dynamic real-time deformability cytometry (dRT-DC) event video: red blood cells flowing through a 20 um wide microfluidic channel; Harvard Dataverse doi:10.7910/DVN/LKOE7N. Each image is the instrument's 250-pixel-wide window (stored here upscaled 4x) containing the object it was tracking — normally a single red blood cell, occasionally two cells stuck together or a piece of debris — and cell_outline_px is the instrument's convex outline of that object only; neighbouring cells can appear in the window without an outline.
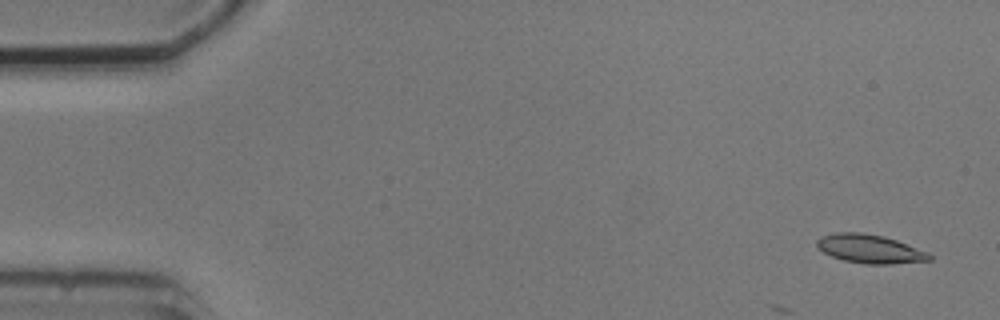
{"species": "common noctule bat (a hibernating species)", "species_latin": "Nyctalus noctula", "temperature_condition": "cold", "stored_images_in_passage": 8, "camera_frame_rate_fps": 3000, "um_per_image_px": 0.085, "animal": {"sex": "male", "body_mass_g": 20.5, "forearm_length_mm": 52.5}, "frame": {"image": 1, "passage_image": 1, "time_ms": 0.0, "image_size_px": [1000, 320], "cell_outline_px": [[932, 260], [892, 264], [864, 264], [844, 260], [832, 256], [824, 252], [816, 244], [816, 240], [820, 236], [836, 232], [860, 232], [884, 236], [896, 240], [928, 252], [932, 256]], "centroid_in_image_um": [73.94, 21.15], "position_along_channel_um": 11.1, "area_um2": 18.79}}
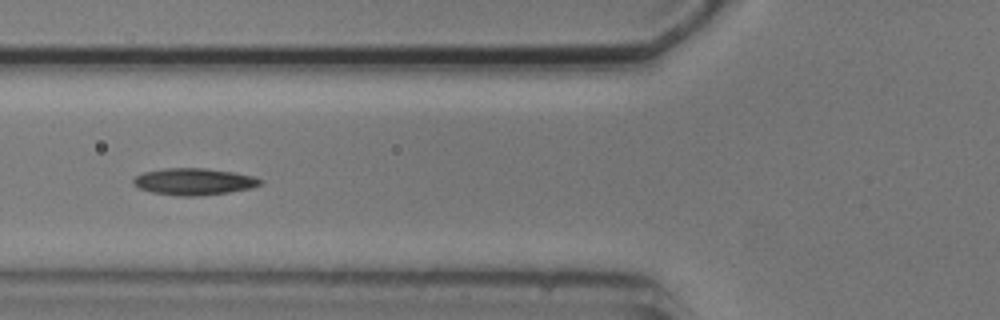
{"frame": {"image": 2, "passage_image": 6, "time_ms": 6.0, "image_size_px": [1000, 320], "cell_outline_px": [[264, 184], [252, 188], [228, 192], [200, 196], [176, 196], [152, 192], [140, 188], [132, 184], [132, 180], [136, 176], [144, 172], [164, 168], [204, 168], [236, 172], [252, 176], [264, 180]], "centroid_in_image_um": [16.51, 15.43], "position_along_channel_um": 109.3, "area_um2": 20.0}}
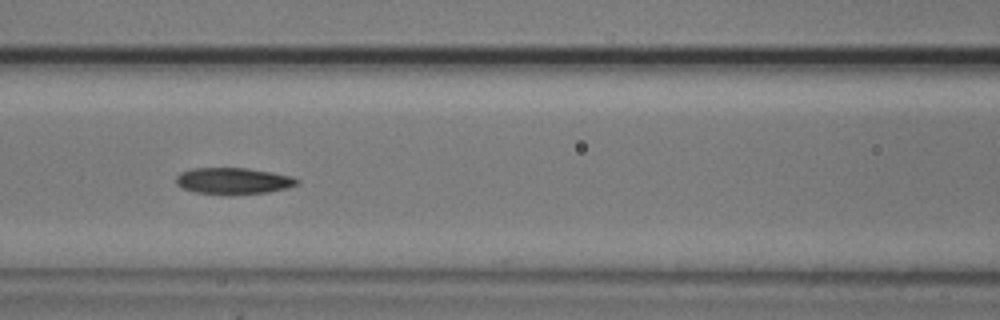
{"frame": {"image": 3, "passage_image": 7, "time_ms": 7.0, "image_size_px": [1000, 320], "cell_outline_px": [[300, 180], [296, 184], [288, 188], [268, 192], [232, 196], [228, 196], [196, 192], [184, 188], [176, 184], [176, 176], [180, 172], [192, 168], [248, 168], [272, 172], [292, 176]], "centroid_in_image_um": [19.83, 15.39], "position_along_channel_um": 146.8, "area_um2": 19.02}}